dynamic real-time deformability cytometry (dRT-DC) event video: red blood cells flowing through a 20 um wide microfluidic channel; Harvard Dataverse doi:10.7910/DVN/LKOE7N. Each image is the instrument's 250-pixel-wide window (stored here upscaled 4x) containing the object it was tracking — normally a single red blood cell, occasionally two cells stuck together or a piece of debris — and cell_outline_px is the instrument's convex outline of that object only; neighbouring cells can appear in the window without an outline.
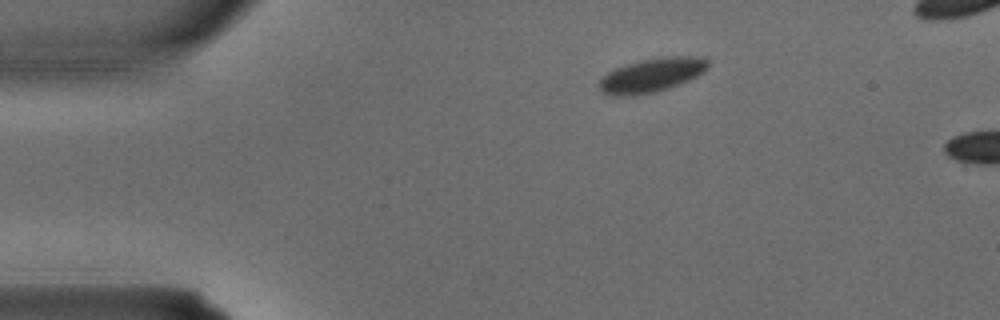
{"species": "common noctule bat (a hibernating species)", "species_latin": "Nyctalus noctula", "temperature_condition": "warm", "stored_images_in_passage": 3, "camera_frame_rate_fps": 3000, "um_per_image_px": 0.085, "animal": {"sex": "male", "body_mass_g": 15.6}, "frame": {"image": 1, "passage_image": 1, "time_ms": 0.0, "image_size_px": [1000, 320], "cell_outline_px": [[708, 68], [696, 76], [688, 80], [656, 92], [632, 96], [612, 96], [600, 92], [596, 84], [608, 72], [616, 68], [640, 60], [664, 56], [704, 56], [708, 60]], "centroid_in_image_um": [55.36, 6.39], "position_along_channel_um": 29.6, "area_um2": 21.68}}